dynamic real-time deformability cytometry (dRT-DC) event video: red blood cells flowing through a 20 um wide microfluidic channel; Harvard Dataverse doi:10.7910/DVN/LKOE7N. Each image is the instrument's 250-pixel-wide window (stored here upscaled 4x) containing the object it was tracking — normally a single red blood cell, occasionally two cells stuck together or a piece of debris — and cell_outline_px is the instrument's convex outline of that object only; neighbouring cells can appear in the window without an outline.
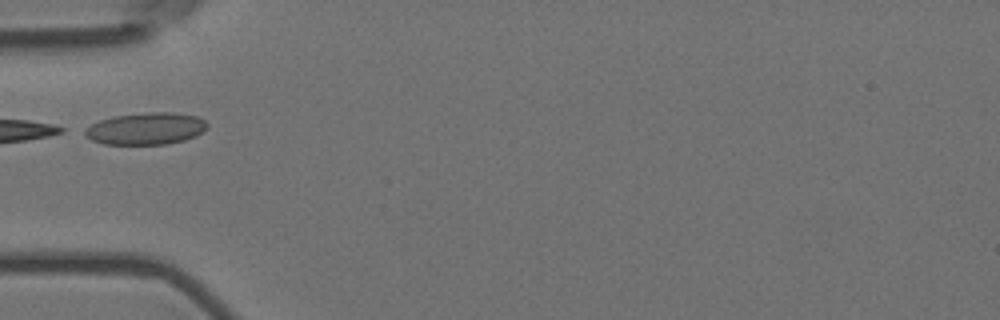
{"species": "Egyptian fruit bat (a non-hibernating species)", "species_latin": "Rousettus aegyptiacus", "temperature_condition": "room temperature", "stored_images_in_passage": 13, "camera_frame_rate_fps": 3000, "um_per_image_px": 0.085, "animal": {"sex": "female"}, "frame": {"image": 1, "passage_image": 3, "time_ms": 0.667, "image_size_px": [1000, 320], "cell_outline_px": [[208, 128], [204, 132], [196, 136], [184, 140], [164, 144], [104, 144], [92, 140], [84, 136], [80, 132], [92, 124], [100, 120], [112, 116], [148, 112], [176, 112], [196, 116], [204, 120], [208, 124]], "centroid_in_image_um": [12.4, 10.93], "position_along_channel_um": 72.6, "area_um2": 23.06}}
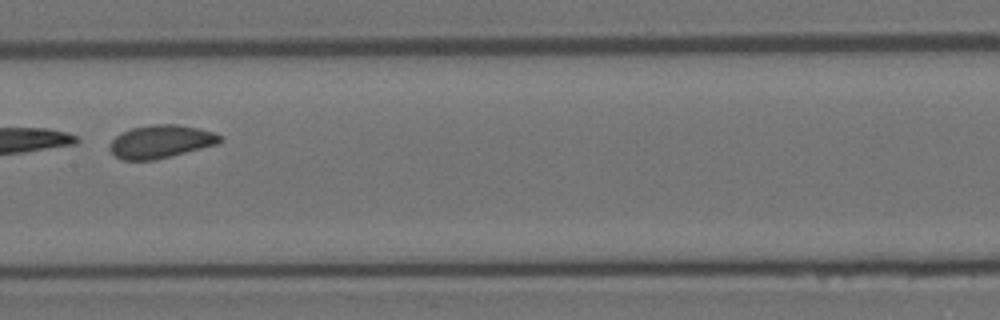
{"frame": {"image": 2, "passage_image": 6, "time_ms": 1.667, "image_size_px": [1000, 320], "cell_outline_px": [[224, 140], [216, 144], [156, 160], [120, 160], [108, 148], [108, 144], [120, 132], [132, 128], [152, 124], [176, 124], [200, 128], [212, 132], [220, 136]], "centroid_in_image_um": [13.63, 12.03], "position_along_channel_um": 193.8, "area_um2": 21.27}}
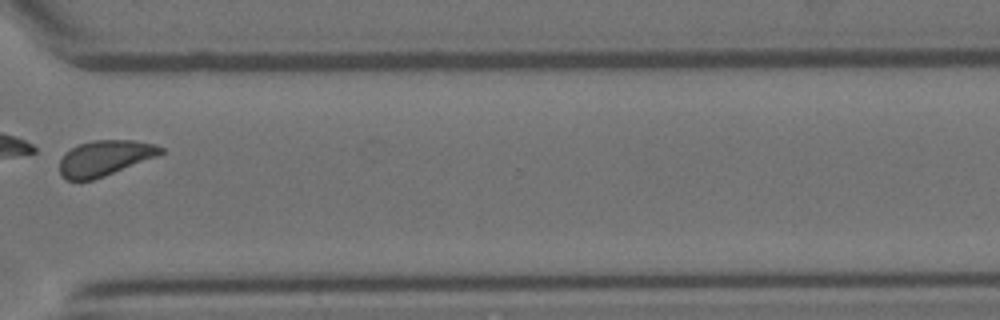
{"frame": {"image": 3, "passage_image": 10, "time_ms": 3.0, "image_size_px": [1000, 320], "cell_outline_px": [[164, 152], [160, 156], [104, 176], [92, 180], [68, 180], [60, 176], [60, 160], [64, 152], [80, 144], [92, 140], [132, 140], [156, 144], [164, 148]], "centroid_in_image_um": [8.94, 13.43], "position_along_channel_um": 361.7, "area_um2": 21.1}}